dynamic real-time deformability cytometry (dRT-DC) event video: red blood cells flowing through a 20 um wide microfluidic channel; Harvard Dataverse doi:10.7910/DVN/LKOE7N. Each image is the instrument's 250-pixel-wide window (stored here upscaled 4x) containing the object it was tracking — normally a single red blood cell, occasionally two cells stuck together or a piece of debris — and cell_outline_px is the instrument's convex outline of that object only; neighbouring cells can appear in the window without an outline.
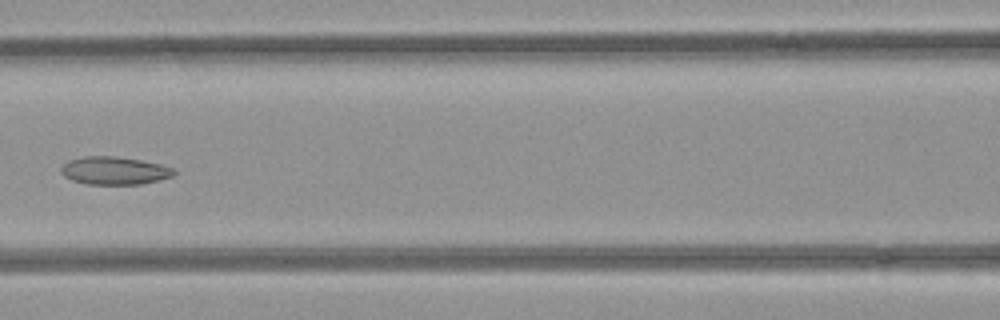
{"species": "common noctule bat (a hibernating species)", "species_latin": "Nyctalus noctula", "temperature_condition": "room temperature", "stored_images_in_passage": 5, "camera_frame_rate_fps": 3000, "um_per_image_px": 0.085, "animal": {"sex": "female", "body_mass_g": 21.9}, "frame": {"image": 1, "passage_image": 4, "time_ms": 1.0, "image_size_px": [1000, 320], "cell_outline_px": [[176, 172], [172, 176], [140, 184], [84, 184], [72, 180], [64, 176], [60, 172], [60, 168], [68, 160], [84, 156], [116, 156], [140, 160], [160, 164], [172, 168]], "centroid_in_image_um": [9.67, 14.5], "position_along_channel_um": 156.9, "area_um2": 18.26}}
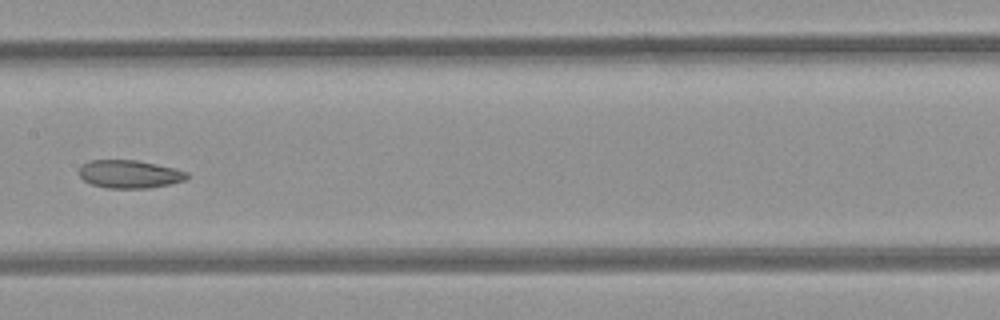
{"frame": {"image": 2, "passage_image": 5, "time_ms": 1.333, "image_size_px": [1000, 320], "cell_outline_px": [[188, 176], [184, 180], [168, 184], [148, 188], [108, 188], [92, 184], [84, 180], [80, 176], [80, 164], [88, 160], [136, 160], [176, 168], [188, 172]], "centroid_in_image_um": [10.99, 14.79], "position_along_channel_um": 196.4, "area_um2": 17.57}}